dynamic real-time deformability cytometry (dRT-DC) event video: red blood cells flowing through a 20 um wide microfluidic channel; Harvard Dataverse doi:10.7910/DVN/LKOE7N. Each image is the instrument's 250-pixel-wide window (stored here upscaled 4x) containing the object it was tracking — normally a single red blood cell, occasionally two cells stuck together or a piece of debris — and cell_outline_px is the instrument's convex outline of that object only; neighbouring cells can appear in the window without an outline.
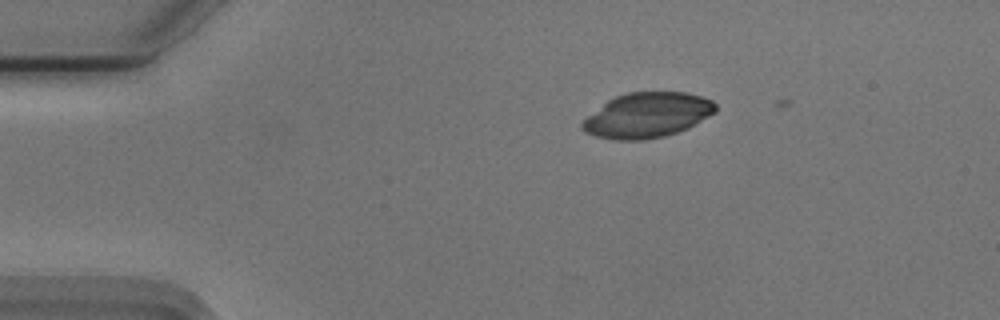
{"species": "Egyptian fruit bat (a non-hibernating species)", "species_latin": "Rousettus aegyptiacus", "temperature_condition": "cold", "stored_images_in_passage": 3, "camera_frame_rate_fps": 3000, "um_per_image_px": 0.085, "animal": {"sex": "male"}, "frame": {"image": 1, "passage_image": 2, "time_ms": 0.333, "image_size_px": [1000, 320], "cell_outline_px": [[716, 112], [688, 128], [664, 136], [644, 140], [616, 140], [596, 136], [584, 132], [580, 128], [580, 124], [588, 116], [608, 100], [616, 96], [628, 92], [688, 92], [712, 100], [716, 104]], "centroid_in_image_um": [55.02, 9.79], "position_along_channel_um": 30.0, "area_um2": 34.91}}